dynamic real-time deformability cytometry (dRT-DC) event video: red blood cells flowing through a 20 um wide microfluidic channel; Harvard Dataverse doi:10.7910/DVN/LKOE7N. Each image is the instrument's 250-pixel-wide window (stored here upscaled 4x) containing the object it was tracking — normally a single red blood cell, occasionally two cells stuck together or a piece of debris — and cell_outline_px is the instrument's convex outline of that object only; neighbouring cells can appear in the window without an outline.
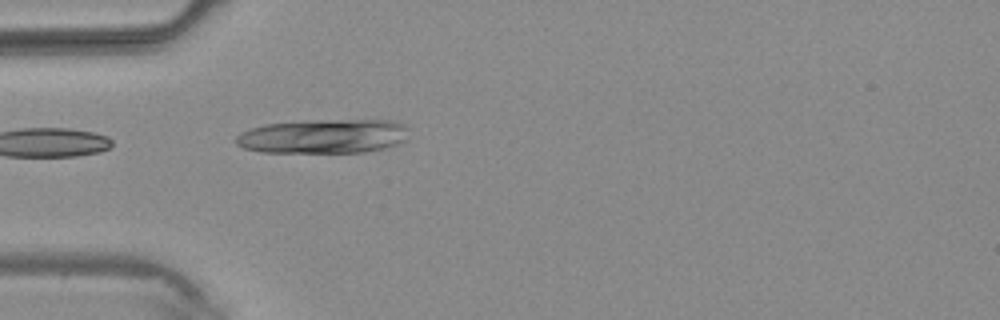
{"species": "common noctule bat (a hibernating species)", "species_latin": "Nyctalus noctula", "temperature_condition": "warm", "stored_images_in_passage": 4, "camera_frame_rate_fps": 3000, "um_per_image_px": 0.085, "animal": {"sex": "male", "body_mass_g": 20.4}, "frame": {"image": 1, "passage_image": 4, "time_ms": 3.667, "image_size_px": [1000, 320], "cell_outline_px": [[408, 140], [384, 148], [364, 152], [260, 152], [244, 148], [236, 144], [236, 136], [240, 132], [264, 124], [304, 120], [392, 120], [404, 124], [408, 128]], "centroid_in_image_um": [27.51, 11.57], "position_along_channel_um": 57.5, "area_um2": 34.8}}